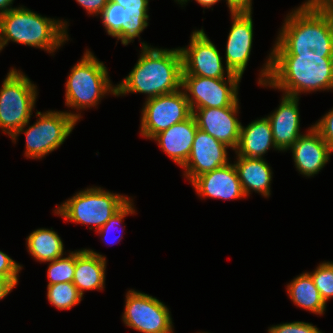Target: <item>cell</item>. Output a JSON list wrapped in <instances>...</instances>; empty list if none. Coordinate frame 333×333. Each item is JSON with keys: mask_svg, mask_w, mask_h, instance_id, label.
Masks as SVG:
<instances>
[{"mask_svg": "<svg viewBox=\"0 0 333 333\" xmlns=\"http://www.w3.org/2000/svg\"><path fill=\"white\" fill-rule=\"evenodd\" d=\"M320 12L333 19V0H309Z\"/></svg>", "mask_w": 333, "mask_h": 333, "instance_id": "cell-36", "label": "cell"}, {"mask_svg": "<svg viewBox=\"0 0 333 333\" xmlns=\"http://www.w3.org/2000/svg\"><path fill=\"white\" fill-rule=\"evenodd\" d=\"M228 146L201 129H197L192 149L186 163V178L192 182L203 173L212 171L228 164Z\"/></svg>", "mask_w": 333, "mask_h": 333, "instance_id": "cell-14", "label": "cell"}, {"mask_svg": "<svg viewBox=\"0 0 333 333\" xmlns=\"http://www.w3.org/2000/svg\"><path fill=\"white\" fill-rule=\"evenodd\" d=\"M333 152V109L313 125Z\"/></svg>", "mask_w": 333, "mask_h": 333, "instance_id": "cell-30", "label": "cell"}, {"mask_svg": "<svg viewBox=\"0 0 333 333\" xmlns=\"http://www.w3.org/2000/svg\"><path fill=\"white\" fill-rule=\"evenodd\" d=\"M18 278L0 277V300L3 299L17 285Z\"/></svg>", "mask_w": 333, "mask_h": 333, "instance_id": "cell-35", "label": "cell"}, {"mask_svg": "<svg viewBox=\"0 0 333 333\" xmlns=\"http://www.w3.org/2000/svg\"><path fill=\"white\" fill-rule=\"evenodd\" d=\"M106 259L90 249L75 252L73 284L83 296L84 290L103 289Z\"/></svg>", "mask_w": 333, "mask_h": 333, "instance_id": "cell-21", "label": "cell"}, {"mask_svg": "<svg viewBox=\"0 0 333 333\" xmlns=\"http://www.w3.org/2000/svg\"><path fill=\"white\" fill-rule=\"evenodd\" d=\"M259 83L298 97L301 91L333 89V58L321 56H269ZM264 78V79H263Z\"/></svg>", "mask_w": 333, "mask_h": 333, "instance_id": "cell-2", "label": "cell"}, {"mask_svg": "<svg viewBox=\"0 0 333 333\" xmlns=\"http://www.w3.org/2000/svg\"><path fill=\"white\" fill-rule=\"evenodd\" d=\"M47 298L58 309H71L82 300V295L73 283H56L48 285Z\"/></svg>", "mask_w": 333, "mask_h": 333, "instance_id": "cell-26", "label": "cell"}, {"mask_svg": "<svg viewBox=\"0 0 333 333\" xmlns=\"http://www.w3.org/2000/svg\"><path fill=\"white\" fill-rule=\"evenodd\" d=\"M189 48H180L182 55V75L224 78L222 58L215 45L208 39L203 29L191 35Z\"/></svg>", "mask_w": 333, "mask_h": 333, "instance_id": "cell-12", "label": "cell"}, {"mask_svg": "<svg viewBox=\"0 0 333 333\" xmlns=\"http://www.w3.org/2000/svg\"><path fill=\"white\" fill-rule=\"evenodd\" d=\"M36 86L21 72L12 69L0 90V127L15 140L28 125L36 100Z\"/></svg>", "mask_w": 333, "mask_h": 333, "instance_id": "cell-5", "label": "cell"}, {"mask_svg": "<svg viewBox=\"0 0 333 333\" xmlns=\"http://www.w3.org/2000/svg\"><path fill=\"white\" fill-rule=\"evenodd\" d=\"M251 14V11L231 12L233 24L226 44V70L227 73L239 75L241 78L252 48Z\"/></svg>", "mask_w": 333, "mask_h": 333, "instance_id": "cell-15", "label": "cell"}, {"mask_svg": "<svg viewBox=\"0 0 333 333\" xmlns=\"http://www.w3.org/2000/svg\"><path fill=\"white\" fill-rule=\"evenodd\" d=\"M268 331L269 333H322L311 323L300 321L272 326Z\"/></svg>", "mask_w": 333, "mask_h": 333, "instance_id": "cell-29", "label": "cell"}, {"mask_svg": "<svg viewBox=\"0 0 333 333\" xmlns=\"http://www.w3.org/2000/svg\"><path fill=\"white\" fill-rule=\"evenodd\" d=\"M130 199L123 195L113 194L99 188L80 191L64 202L56 210V214L65 220L81 224H92L98 231L114 216Z\"/></svg>", "mask_w": 333, "mask_h": 333, "instance_id": "cell-7", "label": "cell"}, {"mask_svg": "<svg viewBox=\"0 0 333 333\" xmlns=\"http://www.w3.org/2000/svg\"><path fill=\"white\" fill-rule=\"evenodd\" d=\"M267 118L271 125L274 143L280 151L289 149L301 136L298 97L284 95L279 108Z\"/></svg>", "mask_w": 333, "mask_h": 333, "instance_id": "cell-19", "label": "cell"}, {"mask_svg": "<svg viewBox=\"0 0 333 333\" xmlns=\"http://www.w3.org/2000/svg\"><path fill=\"white\" fill-rule=\"evenodd\" d=\"M238 108L237 99L229 107L198 108L192 112L199 129L235 150L241 130V123L235 117Z\"/></svg>", "mask_w": 333, "mask_h": 333, "instance_id": "cell-13", "label": "cell"}, {"mask_svg": "<svg viewBox=\"0 0 333 333\" xmlns=\"http://www.w3.org/2000/svg\"><path fill=\"white\" fill-rule=\"evenodd\" d=\"M182 72L180 48H150L142 43L140 58L129 75L116 86V95L145 93L150 99L175 92L181 88Z\"/></svg>", "mask_w": 333, "mask_h": 333, "instance_id": "cell-3", "label": "cell"}, {"mask_svg": "<svg viewBox=\"0 0 333 333\" xmlns=\"http://www.w3.org/2000/svg\"><path fill=\"white\" fill-rule=\"evenodd\" d=\"M290 149L296 168L306 176L317 174L328 162L332 152L314 126L308 134L301 135Z\"/></svg>", "mask_w": 333, "mask_h": 333, "instance_id": "cell-18", "label": "cell"}, {"mask_svg": "<svg viewBox=\"0 0 333 333\" xmlns=\"http://www.w3.org/2000/svg\"><path fill=\"white\" fill-rule=\"evenodd\" d=\"M231 12L252 11V0H226Z\"/></svg>", "mask_w": 333, "mask_h": 333, "instance_id": "cell-34", "label": "cell"}, {"mask_svg": "<svg viewBox=\"0 0 333 333\" xmlns=\"http://www.w3.org/2000/svg\"><path fill=\"white\" fill-rule=\"evenodd\" d=\"M65 22L42 17L24 7L13 8L0 15V39L2 47L8 41L38 47L49 53L68 40Z\"/></svg>", "mask_w": 333, "mask_h": 333, "instance_id": "cell-4", "label": "cell"}, {"mask_svg": "<svg viewBox=\"0 0 333 333\" xmlns=\"http://www.w3.org/2000/svg\"><path fill=\"white\" fill-rule=\"evenodd\" d=\"M116 95V87L110 84L105 65L90 51L71 70L66 83L67 106L84 109L96 106L107 92Z\"/></svg>", "mask_w": 333, "mask_h": 333, "instance_id": "cell-6", "label": "cell"}, {"mask_svg": "<svg viewBox=\"0 0 333 333\" xmlns=\"http://www.w3.org/2000/svg\"><path fill=\"white\" fill-rule=\"evenodd\" d=\"M195 1L201 4L202 6L204 7L206 6L207 8H209L210 6L217 3L219 0H195ZM177 2L184 4L185 2H187V0H177Z\"/></svg>", "mask_w": 333, "mask_h": 333, "instance_id": "cell-39", "label": "cell"}, {"mask_svg": "<svg viewBox=\"0 0 333 333\" xmlns=\"http://www.w3.org/2000/svg\"><path fill=\"white\" fill-rule=\"evenodd\" d=\"M124 323L143 333H173L168 308L155 297L129 290L126 295Z\"/></svg>", "mask_w": 333, "mask_h": 333, "instance_id": "cell-11", "label": "cell"}, {"mask_svg": "<svg viewBox=\"0 0 333 333\" xmlns=\"http://www.w3.org/2000/svg\"><path fill=\"white\" fill-rule=\"evenodd\" d=\"M191 183L201 197L208 196L228 200L246 196L236 167L230 163L201 174Z\"/></svg>", "mask_w": 333, "mask_h": 333, "instance_id": "cell-17", "label": "cell"}, {"mask_svg": "<svg viewBox=\"0 0 333 333\" xmlns=\"http://www.w3.org/2000/svg\"><path fill=\"white\" fill-rule=\"evenodd\" d=\"M287 287L290 298L297 306L316 314H323L326 303L309 273L296 277Z\"/></svg>", "mask_w": 333, "mask_h": 333, "instance_id": "cell-24", "label": "cell"}, {"mask_svg": "<svg viewBox=\"0 0 333 333\" xmlns=\"http://www.w3.org/2000/svg\"><path fill=\"white\" fill-rule=\"evenodd\" d=\"M13 0H0V15L6 13L13 8H8L12 4Z\"/></svg>", "mask_w": 333, "mask_h": 333, "instance_id": "cell-38", "label": "cell"}, {"mask_svg": "<svg viewBox=\"0 0 333 333\" xmlns=\"http://www.w3.org/2000/svg\"><path fill=\"white\" fill-rule=\"evenodd\" d=\"M227 78L228 82L226 83L225 79L182 75L181 87L186 91L184 93L191 110H195V107L198 109L231 106L238 99L237 87L241 77L233 73H227Z\"/></svg>", "mask_w": 333, "mask_h": 333, "instance_id": "cell-9", "label": "cell"}, {"mask_svg": "<svg viewBox=\"0 0 333 333\" xmlns=\"http://www.w3.org/2000/svg\"><path fill=\"white\" fill-rule=\"evenodd\" d=\"M192 114L185 93L180 89L147 99L142 111L141 135L151 139Z\"/></svg>", "mask_w": 333, "mask_h": 333, "instance_id": "cell-10", "label": "cell"}, {"mask_svg": "<svg viewBox=\"0 0 333 333\" xmlns=\"http://www.w3.org/2000/svg\"><path fill=\"white\" fill-rule=\"evenodd\" d=\"M113 2L121 5L123 8H139V9H147L148 8V0H112Z\"/></svg>", "mask_w": 333, "mask_h": 333, "instance_id": "cell-37", "label": "cell"}, {"mask_svg": "<svg viewBox=\"0 0 333 333\" xmlns=\"http://www.w3.org/2000/svg\"><path fill=\"white\" fill-rule=\"evenodd\" d=\"M75 273V252L68 257H60L51 261L48 267V285L73 282Z\"/></svg>", "mask_w": 333, "mask_h": 333, "instance_id": "cell-27", "label": "cell"}, {"mask_svg": "<svg viewBox=\"0 0 333 333\" xmlns=\"http://www.w3.org/2000/svg\"><path fill=\"white\" fill-rule=\"evenodd\" d=\"M132 207H133V205H132L131 200H130L114 216H112L106 222V224L103 227H101L97 232L100 233V234H103V237L105 236V239H107V235L109 234V232H110V230L113 226L122 222V219L124 218V216H126L130 213L133 214L135 212ZM117 238L119 239L120 236L116 237L114 239L116 240ZM107 241H109V240H107ZM111 242H114V240L112 239Z\"/></svg>", "mask_w": 333, "mask_h": 333, "instance_id": "cell-31", "label": "cell"}, {"mask_svg": "<svg viewBox=\"0 0 333 333\" xmlns=\"http://www.w3.org/2000/svg\"><path fill=\"white\" fill-rule=\"evenodd\" d=\"M36 114L40 118L24 131L26 135L25 155L34 159L41 158L62 145L81 117L78 114L55 111L46 113L37 111Z\"/></svg>", "mask_w": 333, "mask_h": 333, "instance_id": "cell-8", "label": "cell"}, {"mask_svg": "<svg viewBox=\"0 0 333 333\" xmlns=\"http://www.w3.org/2000/svg\"><path fill=\"white\" fill-rule=\"evenodd\" d=\"M235 165L242 189L246 196L250 190L257 191L263 196L270 195V181L272 172L268 163L263 158H249L238 156Z\"/></svg>", "mask_w": 333, "mask_h": 333, "instance_id": "cell-23", "label": "cell"}, {"mask_svg": "<svg viewBox=\"0 0 333 333\" xmlns=\"http://www.w3.org/2000/svg\"><path fill=\"white\" fill-rule=\"evenodd\" d=\"M198 129L193 114L186 120L176 123L156 134L152 139L181 167L186 163Z\"/></svg>", "mask_w": 333, "mask_h": 333, "instance_id": "cell-20", "label": "cell"}, {"mask_svg": "<svg viewBox=\"0 0 333 333\" xmlns=\"http://www.w3.org/2000/svg\"><path fill=\"white\" fill-rule=\"evenodd\" d=\"M148 9L123 8L121 5L108 0L100 13L108 35L121 40L123 45L130 43L148 26Z\"/></svg>", "mask_w": 333, "mask_h": 333, "instance_id": "cell-16", "label": "cell"}, {"mask_svg": "<svg viewBox=\"0 0 333 333\" xmlns=\"http://www.w3.org/2000/svg\"><path fill=\"white\" fill-rule=\"evenodd\" d=\"M270 146L279 150L274 143L268 118L255 120L246 128L241 125L239 142L235 149L238 156L262 159Z\"/></svg>", "mask_w": 333, "mask_h": 333, "instance_id": "cell-22", "label": "cell"}, {"mask_svg": "<svg viewBox=\"0 0 333 333\" xmlns=\"http://www.w3.org/2000/svg\"><path fill=\"white\" fill-rule=\"evenodd\" d=\"M3 49L2 44H1V39H0V51Z\"/></svg>", "mask_w": 333, "mask_h": 333, "instance_id": "cell-40", "label": "cell"}, {"mask_svg": "<svg viewBox=\"0 0 333 333\" xmlns=\"http://www.w3.org/2000/svg\"><path fill=\"white\" fill-rule=\"evenodd\" d=\"M30 254L40 262H51L63 256V242L53 230L37 229L27 238Z\"/></svg>", "mask_w": 333, "mask_h": 333, "instance_id": "cell-25", "label": "cell"}, {"mask_svg": "<svg viewBox=\"0 0 333 333\" xmlns=\"http://www.w3.org/2000/svg\"><path fill=\"white\" fill-rule=\"evenodd\" d=\"M89 14H100L108 0H76Z\"/></svg>", "mask_w": 333, "mask_h": 333, "instance_id": "cell-33", "label": "cell"}, {"mask_svg": "<svg viewBox=\"0 0 333 333\" xmlns=\"http://www.w3.org/2000/svg\"><path fill=\"white\" fill-rule=\"evenodd\" d=\"M21 266L17 264L7 254L0 251V277L2 278H18V272Z\"/></svg>", "mask_w": 333, "mask_h": 333, "instance_id": "cell-32", "label": "cell"}, {"mask_svg": "<svg viewBox=\"0 0 333 333\" xmlns=\"http://www.w3.org/2000/svg\"><path fill=\"white\" fill-rule=\"evenodd\" d=\"M316 288L326 303L333 297V263L325 262L320 264L313 273H309Z\"/></svg>", "mask_w": 333, "mask_h": 333, "instance_id": "cell-28", "label": "cell"}, {"mask_svg": "<svg viewBox=\"0 0 333 333\" xmlns=\"http://www.w3.org/2000/svg\"><path fill=\"white\" fill-rule=\"evenodd\" d=\"M281 31L271 56L333 58V19L309 0L292 11Z\"/></svg>", "mask_w": 333, "mask_h": 333, "instance_id": "cell-1", "label": "cell"}]
</instances>
